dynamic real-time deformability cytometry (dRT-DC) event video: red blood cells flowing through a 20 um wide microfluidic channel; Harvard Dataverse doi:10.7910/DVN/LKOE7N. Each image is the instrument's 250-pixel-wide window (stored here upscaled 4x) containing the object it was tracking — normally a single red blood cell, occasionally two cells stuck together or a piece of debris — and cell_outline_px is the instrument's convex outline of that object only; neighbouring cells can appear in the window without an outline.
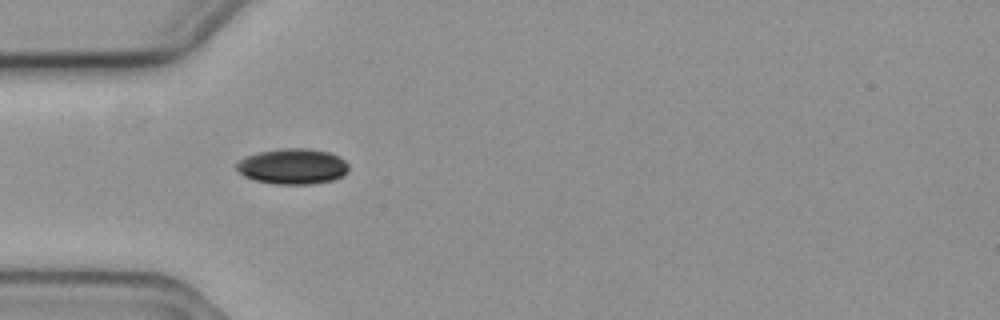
{"species": "common noctule bat (a hibernating species)", "species_latin": "Nyctalus noctula", "temperature_condition": "cold", "stored_images_in_passage": 3, "camera_frame_rate_fps": 3000, "um_per_image_px": 0.085, "animal": {"sex": "female", "body_mass_g": 19.3, "forearm_length_mm": 54.1}, "frame": {"image": 1, "passage_image": 3, "time_ms": 0.667, "image_size_px": [1000, 320], "cell_outline_px": [[348, 172], [332, 180], [308, 184], [276, 184], [256, 180], [244, 176], [236, 168], [236, 164], [240, 160], [256, 152], [280, 148], [308, 148], [328, 152], [340, 156], [348, 164]], "centroid_in_image_um": [24.88, 14.13], "position_along_channel_um": 60.1, "area_um2": 23.18}}